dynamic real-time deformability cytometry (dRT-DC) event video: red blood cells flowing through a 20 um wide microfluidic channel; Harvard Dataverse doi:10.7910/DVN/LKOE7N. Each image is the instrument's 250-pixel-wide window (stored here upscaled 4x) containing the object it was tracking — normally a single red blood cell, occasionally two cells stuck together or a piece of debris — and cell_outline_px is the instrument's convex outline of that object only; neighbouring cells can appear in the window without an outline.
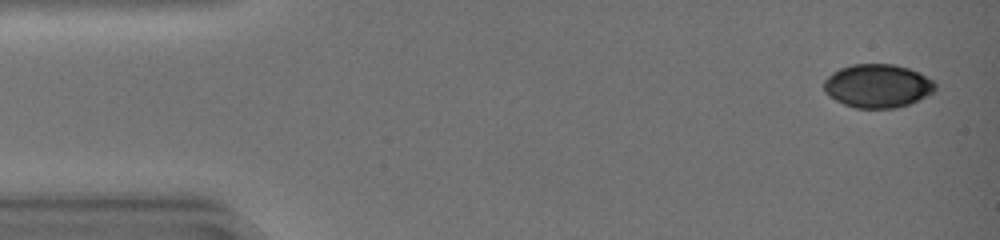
{"species": "common noctule bat (a hibernating species)", "species_latin": "Nyctalus noctula", "temperature_condition": "warm", "stored_images_in_passage": 43, "camera_frame_rate_fps": 3000, "um_per_image_px": 0.085, "animal": {"sex": "female", "body_mass_g": 19.0, "forearm_length_mm": 51.5}, "frame": {"image": 1, "passage_image": 2, "time_ms": 0.333, "image_size_px": [1000, 240], "cell_outline_px": [[936, 88], [932, 92], [908, 104], [896, 108], [856, 108], [844, 104], [836, 100], [824, 92], [824, 80], [832, 72], [840, 68], [852, 64], [896, 64], [920, 72], [932, 80], [936, 84]], "centroid_in_image_um": [74.58, 7.29], "position_along_channel_um": 10.4, "area_um2": 28.15}}
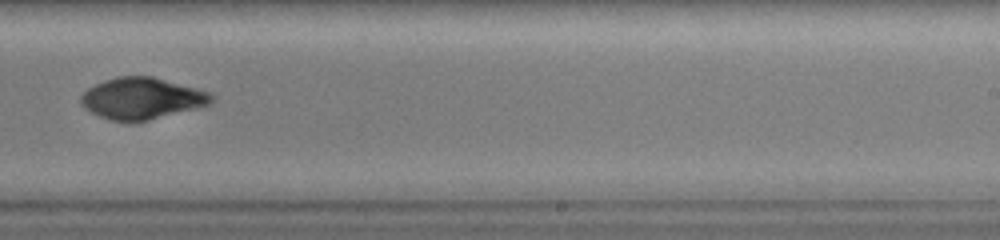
{"frame": {"image": 2, "passage_image": 28, "time_ms": 9.0, "image_size_px": [1000, 240], "cell_outline_px": [[216, 96], [212, 104], [132, 124], [128, 124], [112, 120], [100, 116], [84, 108], [80, 104], [80, 96], [88, 88], [96, 84], [116, 76], [152, 76], [212, 92]], "centroid_in_image_um": [12.08, 8.38], "position_along_channel_um": 276.9, "area_um2": 31.96}}
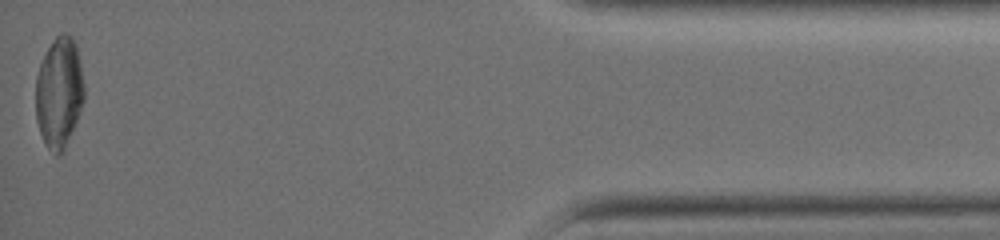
{"frame": {"image": 3, "passage_image": 43, "time_ms": 14.0, "image_size_px": [1000, 240], "cell_outline_px": [[84, 100], [64, 152], [60, 156], [56, 156], [48, 148], [40, 132], [36, 120], [36, 76], [40, 64], [48, 48], [56, 36], [60, 32], [64, 32], [72, 36], [76, 44], [80, 60], [84, 84]], "centroid_in_image_um": [5.03, 7.87], "position_along_channel_um": 430.2, "area_um2": 31.39}}